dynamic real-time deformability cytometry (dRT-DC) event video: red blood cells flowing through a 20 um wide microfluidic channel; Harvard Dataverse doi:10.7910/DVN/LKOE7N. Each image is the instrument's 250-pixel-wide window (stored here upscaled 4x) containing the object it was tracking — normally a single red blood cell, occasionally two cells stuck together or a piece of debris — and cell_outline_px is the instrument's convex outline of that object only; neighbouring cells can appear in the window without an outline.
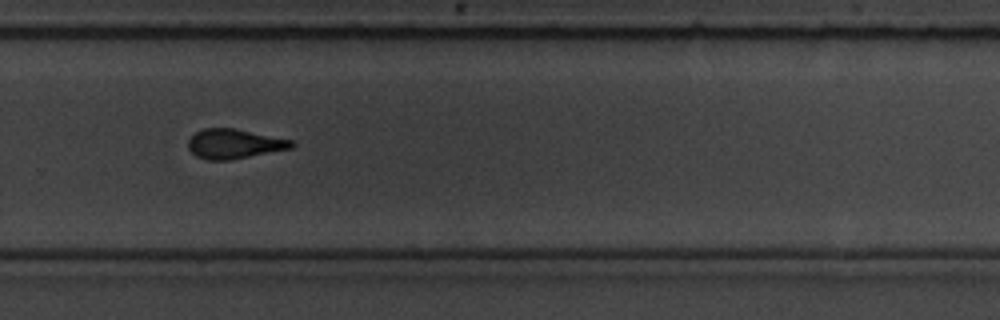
{"species": "common noctule bat (a hibernating species)", "species_latin": "Nyctalus noctula", "temperature_condition": "room temperature", "stored_images_in_passage": 17, "camera_frame_rate_fps": 3000, "um_per_image_px": 0.085, "animal": {"sex": "male", "body_mass_g": 19.5, "forearm_length_mm": 54.6}, "frame": {"image": 1, "passage_image": 12, "time_ms": 13.333, "image_size_px": [1000, 320], "cell_outline_px": [[296, 144], [292, 148], [228, 160], [208, 160], [196, 156], [188, 148], [188, 140], [196, 132], [204, 128], [236, 128], [292, 140]], "centroid_in_image_um": [19.91, 12.22], "position_along_channel_um": 309.9, "area_um2": 17.74}}
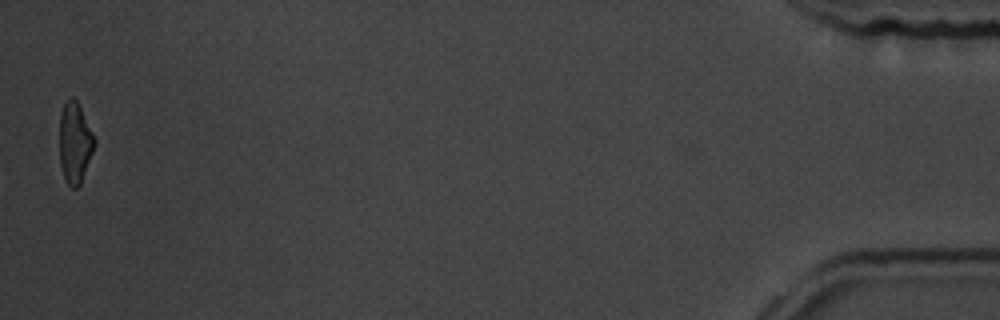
{"frame": {"image": 2, "passage_image": 17, "time_ms": 19.333, "image_size_px": [1000, 320], "cell_outline_px": [[96, 144], [80, 184], [76, 188], [72, 188], [68, 184], [64, 176], [60, 164], [60, 112], [64, 104], [72, 96], [76, 100], [96, 140]], "centroid_in_image_um": [6.36, 12.14], "position_along_channel_um": 428.8, "area_um2": 16.18}, "authors_computed_cell_mechanics": {"area_um2": 18.0336, "velocity_mm_per_s": 3.5518, "shape_relaxation_time_tau1_ms": 3.1191, "shape_relaxation_time_tau2_ms": null, "deformation_change_tau1": 0.1293, "deformation_change_tau2": null}}